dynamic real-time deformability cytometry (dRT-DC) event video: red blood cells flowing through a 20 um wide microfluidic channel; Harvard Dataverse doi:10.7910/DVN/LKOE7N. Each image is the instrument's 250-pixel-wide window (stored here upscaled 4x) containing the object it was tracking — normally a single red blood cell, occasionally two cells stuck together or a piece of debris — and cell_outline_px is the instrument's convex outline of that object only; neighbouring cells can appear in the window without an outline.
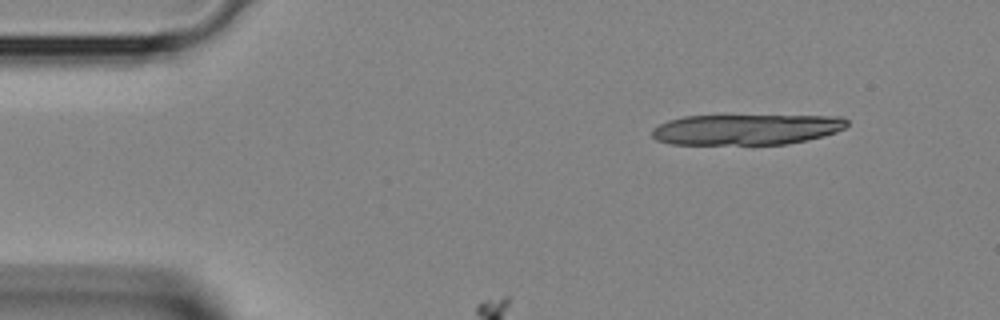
{"species": "Egyptian fruit bat (a non-hibernating species)", "species_latin": "Rousettus aegyptiacus", "temperature_condition": "room temperature", "stored_images_in_passage": 7, "camera_frame_rate_fps": 3000, "um_per_image_px": 0.085, "animal": {"sex": "female"}, "frame": {"image": 1, "passage_image": 1, "time_ms": 0.0, "image_size_px": [1000, 320], "cell_outline_px": [[848, 124], [844, 128], [836, 132], [824, 136], [788, 144], [668, 144], [656, 140], [652, 136], [652, 128], [668, 120], [684, 116], [844, 116], [848, 120]], "centroid_in_image_um": [63.44, 11.0], "position_along_channel_um": 21.6, "area_um2": 34.85}}